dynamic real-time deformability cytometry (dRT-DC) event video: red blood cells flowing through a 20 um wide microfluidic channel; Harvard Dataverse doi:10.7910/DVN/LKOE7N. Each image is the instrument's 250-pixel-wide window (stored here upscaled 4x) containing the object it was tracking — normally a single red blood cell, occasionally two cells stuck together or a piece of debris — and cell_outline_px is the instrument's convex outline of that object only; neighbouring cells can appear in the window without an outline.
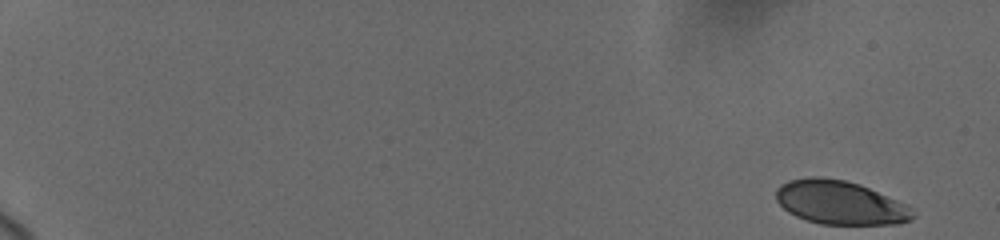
{"species": "human", "species_latin": "Homo sapiens", "temperature_condition": "cold", "stored_images_in_passage": 38, "camera_frame_rate_fps": 3000, "um_per_image_px": 0.085, "donor": {"sex": "female"}, "frame": {"image": 1, "passage_image": 1, "time_ms": 0.0, "image_size_px": [1000, 240], "cell_outline_px": [[916, 216], [912, 220], [900, 224], [820, 224], [796, 216], [788, 212], [776, 200], [776, 188], [780, 184], [788, 180], [808, 176], [820, 176], [844, 180], [860, 184], [908, 204], [912, 208]], "centroid_in_image_um": [71.43, 17.21], "position_along_channel_um": 13.6, "area_um2": 35.26}}
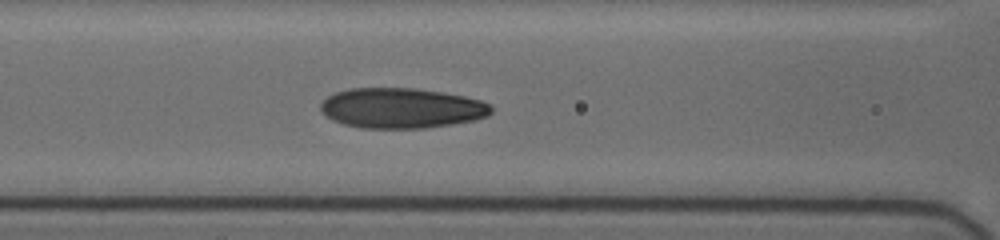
{"frame": {"image": 2, "passage_image": 24, "time_ms": 8.667, "image_size_px": [1000, 240], "cell_outline_px": [[492, 112], [488, 116], [472, 120], [452, 124], [424, 128], [364, 128], [344, 124], [332, 120], [324, 116], [320, 112], [320, 104], [328, 96], [336, 92], [348, 88], [416, 88], [464, 96], [480, 100], [488, 104], [492, 108]], "centroid_in_image_um": [34.08, 9.19], "position_along_channel_um": 132.5, "area_um2": 40.0}}
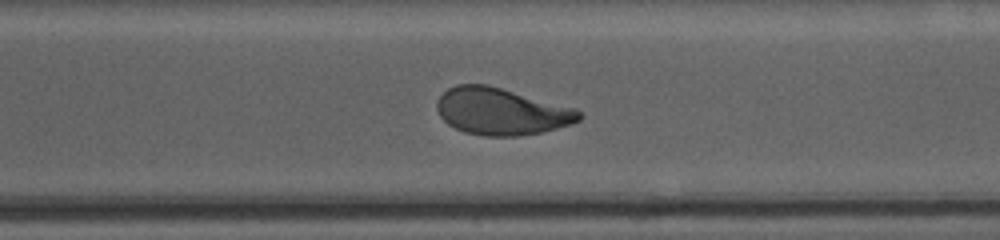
{"frame": {"image": 3, "passage_image": 38, "time_ms": 14.0, "image_size_px": [1000, 240], "cell_outline_px": [[580, 120], [556, 128], [540, 132], [516, 136], [484, 136], [464, 132], [448, 124], [440, 116], [436, 108], [436, 100], [448, 88], [456, 84], [488, 84], [576, 108], [580, 112]], "centroid_in_image_um": [42.57, 9.46], "position_along_channel_um": 328.0, "area_um2": 38.78}}